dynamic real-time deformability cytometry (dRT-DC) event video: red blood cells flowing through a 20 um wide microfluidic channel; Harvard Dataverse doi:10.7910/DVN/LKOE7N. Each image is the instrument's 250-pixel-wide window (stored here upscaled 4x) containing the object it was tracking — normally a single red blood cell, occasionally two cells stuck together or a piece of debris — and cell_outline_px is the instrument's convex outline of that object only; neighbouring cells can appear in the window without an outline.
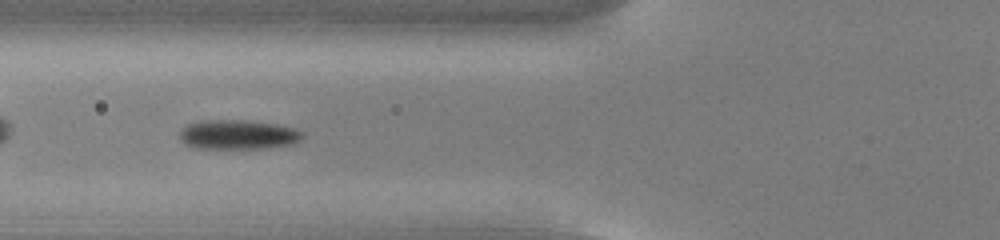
{"species": "common noctule bat (a hibernating species)", "species_latin": "Nyctalus noctula", "temperature_condition": "cold", "stored_images_in_passage": 38, "camera_frame_rate_fps": 3000, "um_per_image_px": 0.085, "animal": {"sex": "male", "body_mass_g": 13.0, "forearm_length_mm": 53.1}, "frame": {"image": 1, "passage_image": 5, "time_ms": 1.333, "image_size_px": [1000, 240], "cell_outline_px": [[304, 136], [300, 140], [292, 144], [264, 148], [196, 148], [184, 144], [180, 140], [180, 132], [188, 124], [208, 120], [244, 120], [276, 124], [292, 128], [304, 132]], "centroid_in_image_um": [20.24, 11.45], "position_along_channel_um": 105.6, "area_um2": 20.92}}
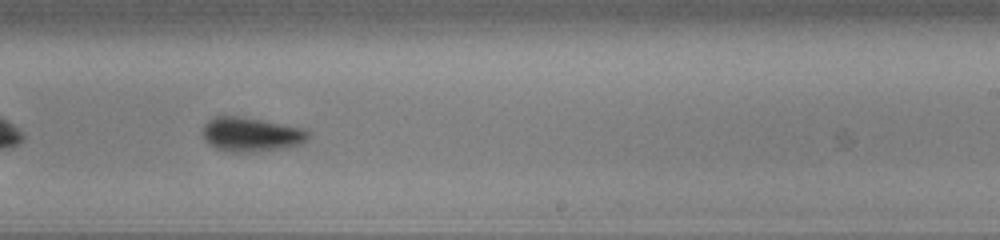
{"frame": {"image": 2, "passage_image": 18, "time_ms": 5.667, "image_size_px": [1000, 240], "cell_outline_px": [[308, 136], [300, 144], [288, 148], [244, 152], [232, 152], [216, 148], [208, 144], [204, 140], [200, 132], [200, 128], [212, 116], [236, 116], [260, 120], [304, 128], [308, 132]], "centroid_in_image_um": [21.26, 11.42], "position_along_channel_um": 267.7, "area_um2": 21.1}}
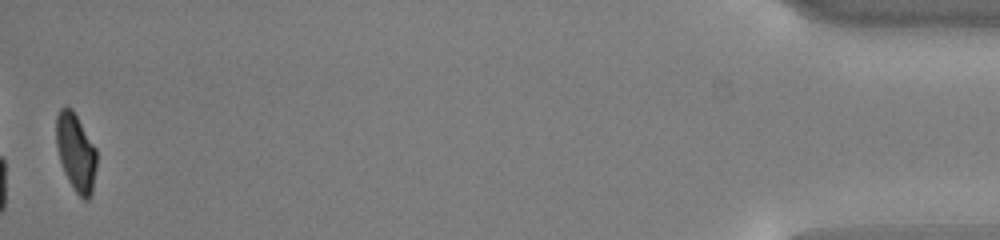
{"frame": {"image": 3, "passage_image": 38, "time_ms": 12.333, "image_size_px": [1000, 240], "cell_outline_px": [[96, 168], [92, 192], [88, 200], [84, 200], [76, 192], [68, 180], [64, 172], [60, 160], [56, 144], [56, 116], [60, 108], [72, 108], [96, 148]], "centroid_in_image_um": [6.45, 12.95], "position_along_channel_um": 428.8, "area_um2": 18.21}, "authors_computed_cell_mechanics": {"area_um2": 20.4034, "velocity_mm_per_s": 3.7476, "shape_relaxation_time_tau1_ms": 2.0162, "shape_relaxation_time_tau2_ms": 5.8214, "deformation_change_tau1": 0.141, "deformation_change_tau2": 0.1022}}